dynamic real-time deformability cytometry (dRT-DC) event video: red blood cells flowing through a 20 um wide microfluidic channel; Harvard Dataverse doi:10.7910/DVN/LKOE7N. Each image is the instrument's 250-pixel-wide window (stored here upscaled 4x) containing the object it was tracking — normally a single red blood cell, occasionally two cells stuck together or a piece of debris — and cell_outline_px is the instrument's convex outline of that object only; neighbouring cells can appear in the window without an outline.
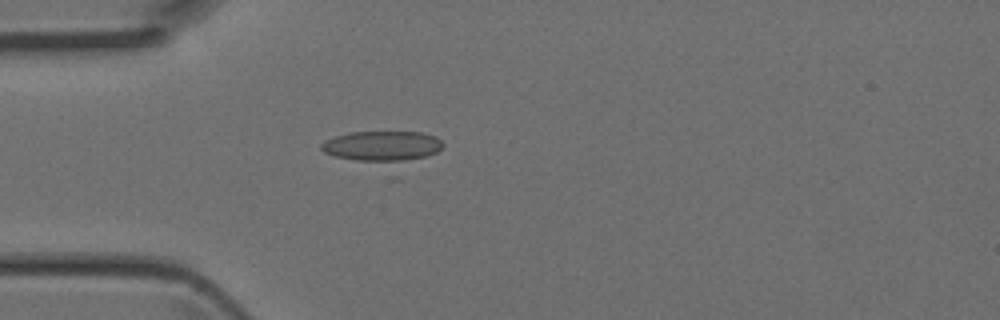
{"species": "Egyptian fruit bat (a non-hibernating species)", "species_latin": "Rousettus aegyptiacus", "temperature_condition": "room temperature", "stored_images_in_passage": 3, "camera_frame_rate_fps": 3000, "um_per_image_px": 0.085, "animal": {"sex": "female"}, "frame": {"image": 1, "passage_image": 3, "time_ms": 0.667, "image_size_px": [1000, 320], "cell_outline_px": [[444, 144], [436, 152], [428, 156], [396, 164], [392, 164], [356, 160], [336, 156], [324, 152], [320, 148], [320, 144], [324, 140], [336, 136], [352, 132], [420, 132], [436, 136]], "centroid_in_image_um": [32.51, 12.44], "position_along_channel_um": 52.5, "area_um2": 21.85}}